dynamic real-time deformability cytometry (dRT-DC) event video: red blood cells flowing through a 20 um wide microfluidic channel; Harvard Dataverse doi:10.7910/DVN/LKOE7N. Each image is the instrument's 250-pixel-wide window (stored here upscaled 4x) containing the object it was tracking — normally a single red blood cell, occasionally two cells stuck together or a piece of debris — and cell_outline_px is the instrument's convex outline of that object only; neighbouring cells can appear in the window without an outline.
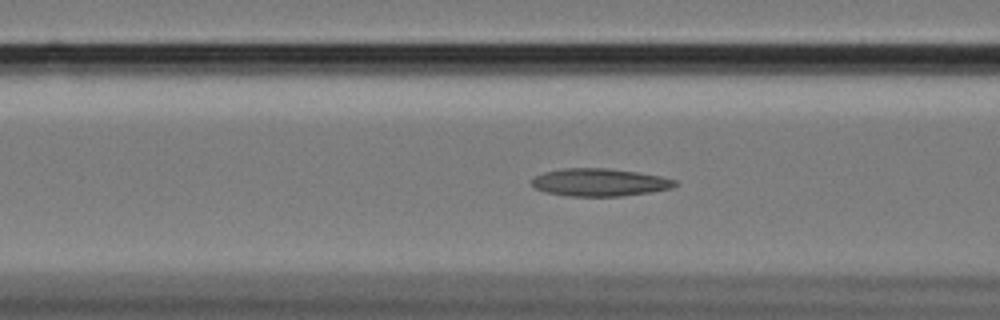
{"species": "Egyptian fruit bat (a non-hibernating species)", "species_latin": "Rousettus aegyptiacus", "temperature_condition": "cold", "stored_images_in_passage": 42, "camera_frame_rate_fps": 3000, "um_per_image_px": 0.085, "animal": {"sex": "female"}, "frame": {"image": 1, "passage_image": 7, "time_ms": 2.0, "image_size_px": [1000, 320], "cell_outline_px": [[680, 184], [672, 188], [652, 192], [620, 196], [568, 196], [544, 192], [536, 188], [532, 184], [532, 180], [536, 176], [544, 172], [564, 168], [608, 168], [636, 172], [660, 176], [676, 180]], "centroid_in_image_um": [51.0, 15.5], "position_along_channel_um": 115.6, "area_um2": 23.12}}
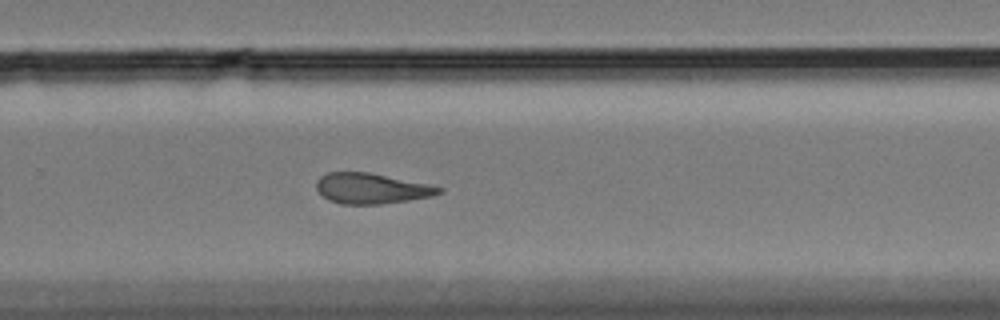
{"frame": {"image": 2, "passage_image": 23, "time_ms": 7.333, "image_size_px": [1000, 320], "cell_outline_px": [[444, 192], [432, 196], [408, 200], [380, 204], [340, 204], [328, 200], [316, 188], [316, 180], [320, 176], [328, 172], [368, 172], [428, 184], [444, 188]], "centroid_in_image_um": [31.56, 16.02], "position_along_channel_um": 298.2, "area_um2": 21.73}}
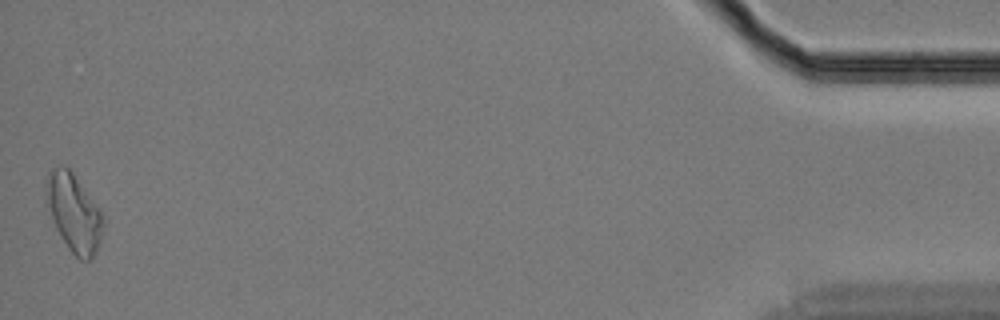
{"frame": {"image": 3, "passage_image": 42, "time_ms": 13.667, "image_size_px": [1000, 320], "cell_outline_px": [[104, 224], [100, 240], [92, 260], [80, 260], [68, 248], [56, 228], [48, 204], [44, 188], [48, 172], [52, 168], [64, 164], [72, 172], [100, 212], [104, 220]], "centroid_in_image_um": [6.26, 18.09], "position_along_channel_um": 428.9, "area_um2": 25.2}, "authors_computed_cell_mechanics": {"area_um2": 22.6287, "velocity_mm_per_s": 3.4226, "shape_relaxation_time_tau1_ms": null, "shape_relaxation_time_tau2_ms": 4.9259, "deformation_change_tau1": null, "deformation_change_tau2": 0.1329}}